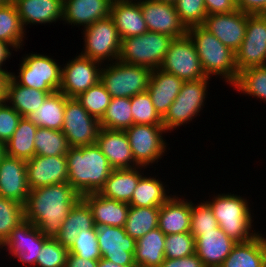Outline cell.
Wrapping results in <instances>:
<instances>
[{"instance_id":"6da1fadb","label":"cell","mask_w":266,"mask_h":267,"mask_svg":"<svg viewBox=\"0 0 266 267\" xmlns=\"http://www.w3.org/2000/svg\"><path fill=\"white\" fill-rule=\"evenodd\" d=\"M79 198L81 196L68 182L32 189L23 205L24 218L46 237L55 238Z\"/></svg>"},{"instance_id":"7a4b0ae2","label":"cell","mask_w":266,"mask_h":267,"mask_svg":"<svg viewBox=\"0 0 266 267\" xmlns=\"http://www.w3.org/2000/svg\"><path fill=\"white\" fill-rule=\"evenodd\" d=\"M66 156L67 182L82 197L89 193H99L113 168L108 159L95 144L70 147Z\"/></svg>"},{"instance_id":"3957f363","label":"cell","mask_w":266,"mask_h":267,"mask_svg":"<svg viewBox=\"0 0 266 267\" xmlns=\"http://www.w3.org/2000/svg\"><path fill=\"white\" fill-rule=\"evenodd\" d=\"M209 195L205 202L211 207L218 226L236 243L247 242L260 231L254 228V213L251 200L234 193ZM251 206V207H250ZM253 224V225H252Z\"/></svg>"},{"instance_id":"277c9868","label":"cell","mask_w":266,"mask_h":267,"mask_svg":"<svg viewBox=\"0 0 266 267\" xmlns=\"http://www.w3.org/2000/svg\"><path fill=\"white\" fill-rule=\"evenodd\" d=\"M187 34L195 45L205 75L233 85L239 75L235 53L201 25L188 28Z\"/></svg>"},{"instance_id":"5b68a950","label":"cell","mask_w":266,"mask_h":267,"mask_svg":"<svg viewBox=\"0 0 266 267\" xmlns=\"http://www.w3.org/2000/svg\"><path fill=\"white\" fill-rule=\"evenodd\" d=\"M212 78L206 77L197 81L183 82L181 90L162 118L163 126L168 133L190 124L205 108L209 84Z\"/></svg>"},{"instance_id":"8992f818","label":"cell","mask_w":266,"mask_h":267,"mask_svg":"<svg viewBox=\"0 0 266 267\" xmlns=\"http://www.w3.org/2000/svg\"><path fill=\"white\" fill-rule=\"evenodd\" d=\"M152 70L116 60L103 64L100 82L112 98H132L147 91Z\"/></svg>"},{"instance_id":"52a82bcc","label":"cell","mask_w":266,"mask_h":267,"mask_svg":"<svg viewBox=\"0 0 266 267\" xmlns=\"http://www.w3.org/2000/svg\"><path fill=\"white\" fill-rule=\"evenodd\" d=\"M50 56L34 52L25 53L18 64L19 72H10V76L22 86L56 92L61 84L62 65L58 63L59 60Z\"/></svg>"},{"instance_id":"ba28073f","label":"cell","mask_w":266,"mask_h":267,"mask_svg":"<svg viewBox=\"0 0 266 267\" xmlns=\"http://www.w3.org/2000/svg\"><path fill=\"white\" fill-rule=\"evenodd\" d=\"M174 38L147 31L138 36L121 39L119 61L150 68H160Z\"/></svg>"},{"instance_id":"9c48e42d","label":"cell","mask_w":266,"mask_h":267,"mask_svg":"<svg viewBox=\"0 0 266 267\" xmlns=\"http://www.w3.org/2000/svg\"><path fill=\"white\" fill-rule=\"evenodd\" d=\"M84 42L80 55L107 64L118 60L121 38L111 17L82 28Z\"/></svg>"},{"instance_id":"30bf717a","label":"cell","mask_w":266,"mask_h":267,"mask_svg":"<svg viewBox=\"0 0 266 267\" xmlns=\"http://www.w3.org/2000/svg\"><path fill=\"white\" fill-rule=\"evenodd\" d=\"M125 132L135 162L139 166L149 168L147 171H150V167L153 168L155 163L158 165L170 150L169 143L164 138L168 134L164 126L133 124Z\"/></svg>"},{"instance_id":"8fae6325","label":"cell","mask_w":266,"mask_h":267,"mask_svg":"<svg viewBox=\"0 0 266 267\" xmlns=\"http://www.w3.org/2000/svg\"><path fill=\"white\" fill-rule=\"evenodd\" d=\"M48 238L32 222L23 220L0 246V254L8 251L5 259L10 255L9 260H19L24 267H36L37 256Z\"/></svg>"},{"instance_id":"7c38bea8","label":"cell","mask_w":266,"mask_h":267,"mask_svg":"<svg viewBox=\"0 0 266 267\" xmlns=\"http://www.w3.org/2000/svg\"><path fill=\"white\" fill-rule=\"evenodd\" d=\"M159 69L176 75L184 82L207 77L202 69L195 45L188 34L172 40Z\"/></svg>"},{"instance_id":"4fadbf2b","label":"cell","mask_w":266,"mask_h":267,"mask_svg":"<svg viewBox=\"0 0 266 267\" xmlns=\"http://www.w3.org/2000/svg\"><path fill=\"white\" fill-rule=\"evenodd\" d=\"M103 64L78 53L61 67V84L58 91L66 97L76 98L100 81Z\"/></svg>"},{"instance_id":"5bb4252c","label":"cell","mask_w":266,"mask_h":267,"mask_svg":"<svg viewBox=\"0 0 266 267\" xmlns=\"http://www.w3.org/2000/svg\"><path fill=\"white\" fill-rule=\"evenodd\" d=\"M100 128V121L91 116L76 98L66 97L62 132L70 147L95 144Z\"/></svg>"},{"instance_id":"9a60e30c","label":"cell","mask_w":266,"mask_h":267,"mask_svg":"<svg viewBox=\"0 0 266 267\" xmlns=\"http://www.w3.org/2000/svg\"><path fill=\"white\" fill-rule=\"evenodd\" d=\"M238 74L248 68L266 66V18L249 15L244 40L235 52Z\"/></svg>"},{"instance_id":"2e32d148","label":"cell","mask_w":266,"mask_h":267,"mask_svg":"<svg viewBox=\"0 0 266 267\" xmlns=\"http://www.w3.org/2000/svg\"><path fill=\"white\" fill-rule=\"evenodd\" d=\"M247 19L248 14L235 10L207 15L201 26L235 53L244 40Z\"/></svg>"},{"instance_id":"e0dca14e","label":"cell","mask_w":266,"mask_h":267,"mask_svg":"<svg viewBox=\"0 0 266 267\" xmlns=\"http://www.w3.org/2000/svg\"><path fill=\"white\" fill-rule=\"evenodd\" d=\"M139 3L148 31L166 34L172 38L187 34L188 29L181 22L174 4L156 0H140Z\"/></svg>"},{"instance_id":"ac0fdd59","label":"cell","mask_w":266,"mask_h":267,"mask_svg":"<svg viewBox=\"0 0 266 267\" xmlns=\"http://www.w3.org/2000/svg\"><path fill=\"white\" fill-rule=\"evenodd\" d=\"M97 241L102 258L118 265H137L134 262L136 240L126 233L124 227H97Z\"/></svg>"},{"instance_id":"d6986e66","label":"cell","mask_w":266,"mask_h":267,"mask_svg":"<svg viewBox=\"0 0 266 267\" xmlns=\"http://www.w3.org/2000/svg\"><path fill=\"white\" fill-rule=\"evenodd\" d=\"M27 183L30 190L68 180L67 160L61 156H38L26 161Z\"/></svg>"},{"instance_id":"ffe728a7","label":"cell","mask_w":266,"mask_h":267,"mask_svg":"<svg viewBox=\"0 0 266 267\" xmlns=\"http://www.w3.org/2000/svg\"><path fill=\"white\" fill-rule=\"evenodd\" d=\"M29 191L26 161L5 155L0 161V196L24 205Z\"/></svg>"},{"instance_id":"44dd1931","label":"cell","mask_w":266,"mask_h":267,"mask_svg":"<svg viewBox=\"0 0 266 267\" xmlns=\"http://www.w3.org/2000/svg\"><path fill=\"white\" fill-rule=\"evenodd\" d=\"M111 0H63L62 23L78 29L110 17Z\"/></svg>"},{"instance_id":"7402d4cb","label":"cell","mask_w":266,"mask_h":267,"mask_svg":"<svg viewBox=\"0 0 266 267\" xmlns=\"http://www.w3.org/2000/svg\"><path fill=\"white\" fill-rule=\"evenodd\" d=\"M113 169H131L138 167L125 131L100 128L97 142Z\"/></svg>"},{"instance_id":"603a6c76","label":"cell","mask_w":266,"mask_h":267,"mask_svg":"<svg viewBox=\"0 0 266 267\" xmlns=\"http://www.w3.org/2000/svg\"><path fill=\"white\" fill-rule=\"evenodd\" d=\"M159 207L158 228L165 234L186 233L191 228V200L177 192ZM180 196V197H179Z\"/></svg>"},{"instance_id":"cb8c5ba5","label":"cell","mask_w":266,"mask_h":267,"mask_svg":"<svg viewBox=\"0 0 266 267\" xmlns=\"http://www.w3.org/2000/svg\"><path fill=\"white\" fill-rule=\"evenodd\" d=\"M235 244L218 226L213 231L200 232L195 238V253L205 267H219Z\"/></svg>"},{"instance_id":"d4e9b609","label":"cell","mask_w":266,"mask_h":267,"mask_svg":"<svg viewBox=\"0 0 266 267\" xmlns=\"http://www.w3.org/2000/svg\"><path fill=\"white\" fill-rule=\"evenodd\" d=\"M25 30L29 25H43L62 21L63 0H14Z\"/></svg>"},{"instance_id":"484cf974","label":"cell","mask_w":266,"mask_h":267,"mask_svg":"<svg viewBox=\"0 0 266 267\" xmlns=\"http://www.w3.org/2000/svg\"><path fill=\"white\" fill-rule=\"evenodd\" d=\"M183 82L176 75L166 73L159 68L152 70L147 92L161 118L178 96Z\"/></svg>"},{"instance_id":"4316f807","label":"cell","mask_w":266,"mask_h":267,"mask_svg":"<svg viewBox=\"0 0 266 267\" xmlns=\"http://www.w3.org/2000/svg\"><path fill=\"white\" fill-rule=\"evenodd\" d=\"M82 198L92 211L96 227H124L130 207L128 203L107 199L99 193L85 194Z\"/></svg>"},{"instance_id":"83f0119b","label":"cell","mask_w":266,"mask_h":267,"mask_svg":"<svg viewBox=\"0 0 266 267\" xmlns=\"http://www.w3.org/2000/svg\"><path fill=\"white\" fill-rule=\"evenodd\" d=\"M145 169L147 170L142 166L131 169H113L99 194L107 199L129 204L139 179L147 173Z\"/></svg>"},{"instance_id":"f1b7e54d","label":"cell","mask_w":266,"mask_h":267,"mask_svg":"<svg viewBox=\"0 0 266 267\" xmlns=\"http://www.w3.org/2000/svg\"><path fill=\"white\" fill-rule=\"evenodd\" d=\"M219 267H266V235L260 232L247 242L236 243Z\"/></svg>"},{"instance_id":"f546056e","label":"cell","mask_w":266,"mask_h":267,"mask_svg":"<svg viewBox=\"0 0 266 267\" xmlns=\"http://www.w3.org/2000/svg\"><path fill=\"white\" fill-rule=\"evenodd\" d=\"M110 17L121 39L138 36L148 31L139 2L112 3Z\"/></svg>"},{"instance_id":"4dcf8cb0","label":"cell","mask_w":266,"mask_h":267,"mask_svg":"<svg viewBox=\"0 0 266 267\" xmlns=\"http://www.w3.org/2000/svg\"><path fill=\"white\" fill-rule=\"evenodd\" d=\"M94 227L92 211L87 202L81 197L72 206L55 239L69 249L81 231H89Z\"/></svg>"},{"instance_id":"1f68e13d","label":"cell","mask_w":266,"mask_h":267,"mask_svg":"<svg viewBox=\"0 0 266 267\" xmlns=\"http://www.w3.org/2000/svg\"><path fill=\"white\" fill-rule=\"evenodd\" d=\"M149 174L147 172L139 179L130 200V206L160 207L172 196L169 194L170 189L169 185L165 184L166 182H162L158 175Z\"/></svg>"},{"instance_id":"d6a6232c","label":"cell","mask_w":266,"mask_h":267,"mask_svg":"<svg viewBox=\"0 0 266 267\" xmlns=\"http://www.w3.org/2000/svg\"><path fill=\"white\" fill-rule=\"evenodd\" d=\"M54 92H45L18 84L11 76L6 85V102L22 117L36 111Z\"/></svg>"},{"instance_id":"836d02e7","label":"cell","mask_w":266,"mask_h":267,"mask_svg":"<svg viewBox=\"0 0 266 267\" xmlns=\"http://www.w3.org/2000/svg\"><path fill=\"white\" fill-rule=\"evenodd\" d=\"M166 235L156 228L136 240L134 262L138 267H159L165 260Z\"/></svg>"},{"instance_id":"e575fe53","label":"cell","mask_w":266,"mask_h":267,"mask_svg":"<svg viewBox=\"0 0 266 267\" xmlns=\"http://www.w3.org/2000/svg\"><path fill=\"white\" fill-rule=\"evenodd\" d=\"M66 96L56 91L50 94L38 110L28 114L26 118L38 127L62 131Z\"/></svg>"},{"instance_id":"d590c367","label":"cell","mask_w":266,"mask_h":267,"mask_svg":"<svg viewBox=\"0 0 266 267\" xmlns=\"http://www.w3.org/2000/svg\"><path fill=\"white\" fill-rule=\"evenodd\" d=\"M38 126L22 117L17 129L5 143L6 155L25 161L35 156L34 138Z\"/></svg>"},{"instance_id":"8d00e7d4","label":"cell","mask_w":266,"mask_h":267,"mask_svg":"<svg viewBox=\"0 0 266 267\" xmlns=\"http://www.w3.org/2000/svg\"><path fill=\"white\" fill-rule=\"evenodd\" d=\"M26 34L14 3L0 5V40L8 43L15 52H20L24 49Z\"/></svg>"},{"instance_id":"74e56055","label":"cell","mask_w":266,"mask_h":267,"mask_svg":"<svg viewBox=\"0 0 266 267\" xmlns=\"http://www.w3.org/2000/svg\"><path fill=\"white\" fill-rule=\"evenodd\" d=\"M159 207L130 206L124 225L126 233L135 240L158 228Z\"/></svg>"},{"instance_id":"f35d334b","label":"cell","mask_w":266,"mask_h":267,"mask_svg":"<svg viewBox=\"0 0 266 267\" xmlns=\"http://www.w3.org/2000/svg\"><path fill=\"white\" fill-rule=\"evenodd\" d=\"M231 87L239 94L259 99L266 104V66L241 71Z\"/></svg>"},{"instance_id":"ab89813d","label":"cell","mask_w":266,"mask_h":267,"mask_svg":"<svg viewBox=\"0 0 266 267\" xmlns=\"http://www.w3.org/2000/svg\"><path fill=\"white\" fill-rule=\"evenodd\" d=\"M130 98H111L100 127L108 130L125 131L133 125Z\"/></svg>"},{"instance_id":"60d3db41","label":"cell","mask_w":266,"mask_h":267,"mask_svg":"<svg viewBox=\"0 0 266 267\" xmlns=\"http://www.w3.org/2000/svg\"><path fill=\"white\" fill-rule=\"evenodd\" d=\"M35 155L61 156L70 149L68 139L62 131L38 127L34 138Z\"/></svg>"},{"instance_id":"b9f144b4","label":"cell","mask_w":266,"mask_h":267,"mask_svg":"<svg viewBox=\"0 0 266 267\" xmlns=\"http://www.w3.org/2000/svg\"><path fill=\"white\" fill-rule=\"evenodd\" d=\"M111 98V95L100 81L76 97L83 108L99 121L104 116Z\"/></svg>"},{"instance_id":"7bdbcfd3","label":"cell","mask_w":266,"mask_h":267,"mask_svg":"<svg viewBox=\"0 0 266 267\" xmlns=\"http://www.w3.org/2000/svg\"><path fill=\"white\" fill-rule=\"evenodd\" d=\"M23 220V204L0 196V246Z\"/></svg>"},{"instance_id":"ee69618b","label":"cell","mask_w":266,"mask_h":267,"mask_svg":"<svg viewBox=\"0 0 266 267\" xmlns=\"http://www.w3.org/2000/svg\"><path fill=\"white\" fill-rule=\"evenodd\" d=\"M133 124L163 126L160 115L155 110L147 91L138 93L130 98Z\"/></svg>"},{"instance_id":"f6af8a7d","label":"cell","mask_w":266,"mask_h":267,"mask_svg":"<svg viewBox=\"0 0 266 267\" xmlns=\"http://www.w3.org/2000/svg\"><path fill=\"white\" fill-rule=\"evenodd\" d=\"M218 227V222L211 207L204 201L199 203L191 200V228L190 233L196 238L200 232L213 231Z\"/></svg>"},{"instance_id":"bcb514c9","label":"cell","mask_w":266,"mask_h":267,"mask_svg":"<svg viewBox=\"0 0 266 267\" xmlns=\"http://www.w3.org/2000/svg\"><path fill=\"white\" fill-rule=\"evenodd\" d=\"M68 248L49 237L37 256L36 267H66Z\"/></svg>"},{"instance_id":"7dc6e473","label":"cell","mask_w":266,"mask_h":267,"mask_svg":"<svg viewBox=\"0 0 266 267\" xmlns=\"http://www.w3.org/2000/svg\"><path fill=\"white\" fill-rule=\"evenodd\" d=\"M68 251L70 254L89 260H99L102 258L97 241V227L95 226L89 231H81Z\"/></svg>"},{"instance_id":"c3c4849f","label":"cell","mask_w":266,"mask_h":267,"mask_svg":"<svg viewBox=\"0 0 266 267\" xmlns=\"http://www.w3.org/2000/svg\"><path fill=\"white\" fill-rule=\"evenodd\" d=\"M195 253V237L190 233L166 235L164 254L168 259H180Z\"/></svg>"},{"instance_id":"681fc988","label":"cell","mask_w":266,"mask_h":267,"mask_svg":"<svg viewBox=\"0 0 266 267\" xmlns=\"http://www.w3.org/2000/svg\"><path fill=\"white\" fill-rule=\"evenodd\" d=\"M174 5L181 22L187 29L202 25L207 16L204 0H177Z\"/></svg>"},{"instance_id":"f907efd6","label":"cell","mask_w":266,"mask_h":267,"mask_svg":"<svg viewBox=\"0 0 266 267\" xmlns=\"http://www.w3.org/2000/svg\"><path fill=\"white\" fill-rule=\"evenodd\" d=\"M22 116L6 101L0 104V141L6 143L21 120Z\"/></svg>"},{"instance_id":"816d5d0a","label":"cell","mask_w":266,"mask_h":267,"mask_svg":"<svg viewBox=\"0 0 266 267\" xmlns=\"http://www.w3.org/2000/svg\"><path fill=\"white\" fill-rule=\"evenodd\" d=\"M236 9L249 15L262 14L266 10V0H235Z\"/></svg>"},{"instance_id":"f5cc1de1","label":"cell","mask_w":266,"mask_h":267,"mask_svg":"<svg viewBox=\"0 0 266 267\" xmlns=\"http://www.w3.org/2000/svg\"><path fill=\"white\" fill-rule=\"evenodd\" d=\"M207 15L234 12L235 0H204Z\"/></svg>"},{"instance_id":"db71d44e","label":"cell","mask_w":266,"mask_h":267,"mask_svg":"<svg viewBox=\"0 0 266 267\" xmlns=\"http://www.w3.org/2000/svg\"><path fill=\"white\" fill-rule=\"evenodd\" d=\"M159 267H205L202 260L197 256L196 253L182 257L180 259H168L161 263Z\"/></svg>"},{"instance_id":"11a10c76","label":"cell","mask_w":266,"mask_h":267,"mask_svg":"<svg viewBox=\"0 0 266 267\" xmlns=\"http://www.w3.org/2000/svg\"><path fill=\"white\" fill-rule=\"evenodd\" d=\"M98 260H89L68 253L66 267H97Z\"/></svg>"},{"instance_id":"9f6ffc18","label":"cell","mask_w":266,"mask_h":267,"mask_svg":"<svg viewBox=\"0 0 266 267\" xmlns=\"http://www.w3.org/2000/svg\"><path fill=\"white\" fill-rule=\"evenodd\" d=\"M12 51H15V50L8 43L0 40V69L1 70L8 71L5 64L7 61L11 60L12 58L11 56L14 54V52Z\"/></svg>"},{"instance_id":"6f0895ef","label":"cell","mask_w":266,"mask_h":267,"mask_svg":"<svg viewBox=\"0 0 266 267\" xmlns=\"http://www.w3.org/2000/svg\"><path fill=\"white\" fill-rule=\"evenodd\" d=\"M10 70L5 71L0 69V104L6 100V85L10 77Z\"/></svg>"},{"instance_id":"680465c9","label":"cell","mask_w":266,"mask_h":267,"mask_svg":"<svg viewBox=\"0 0 266 267\" xmlns=\"http://www.w3.org/2000/svg\"><path fill=\"white\" fill-rule=\"evenodd\" d=\"M97 267H138L137 265H118L107 259L100 258Z\"/></svg>"},{"instance_id":"91938a15","label":"cell","mask_w":266,"mask_h":267,"mask_svg":"<svg viewBox=\"0 0 266 267\" xmlns=\"http://www.w3.org/2000/svg\"><path fill=\"white\" fill-rule=\"evenodd\" d=\"M6 155L5 143L0 141V161Z\"/></svg>"},{"instance_id":"94428289","label":"cell","mask_w":266,"mask_h":267,"mask_svg":"<svg viewBox=\"0 0 266 267\" xmlns=\"http://www.w3.org/2000/svg\"><path fill=\"white\" fill-rule=\"evenodd\" d=\"M140 0H111L112 3L117 2H139Z\"/></svg>"},{"instance_id":"6125c7cd","label":"cell","mask_w":266,"mask_h":267,"mask_svg":"<svg viewBox=\"0 0 266 267\" xmlns=\"http://www.w3.org/2000/svg\"><path fill=\"white\" fill-rule=\"evenodd\" d=\"M14 3V0H0V5H7Z\"/></svg>"},{"instance_id":"be15d7a7","label":"cell","mask_w":266,"mask_h":267,"mask_svg":"<svg viewBox=\"0 0 266 267\" xmlns=\"http://www.w3.org/2000/svg\"><path fill=\"white\" fill-rule=\"evenodd\" d=\"M156 1L164 2V3H171V4H175L177 2V0H156Z\"/></svg>"},{"instance_id":"e7e4bbea","label":"cell","mask_w":266,"mask_h":267,"mask_svg":"<svg viewBox=\"0 0 266 267\" xmlns=\"http://www.w3.org/2000/svg\"><path fill=\"white\" fill-rule=\"evenodd\" d=\"M262 15L266 18V10L262 13Z\"/></svg>"}]
</instances>
